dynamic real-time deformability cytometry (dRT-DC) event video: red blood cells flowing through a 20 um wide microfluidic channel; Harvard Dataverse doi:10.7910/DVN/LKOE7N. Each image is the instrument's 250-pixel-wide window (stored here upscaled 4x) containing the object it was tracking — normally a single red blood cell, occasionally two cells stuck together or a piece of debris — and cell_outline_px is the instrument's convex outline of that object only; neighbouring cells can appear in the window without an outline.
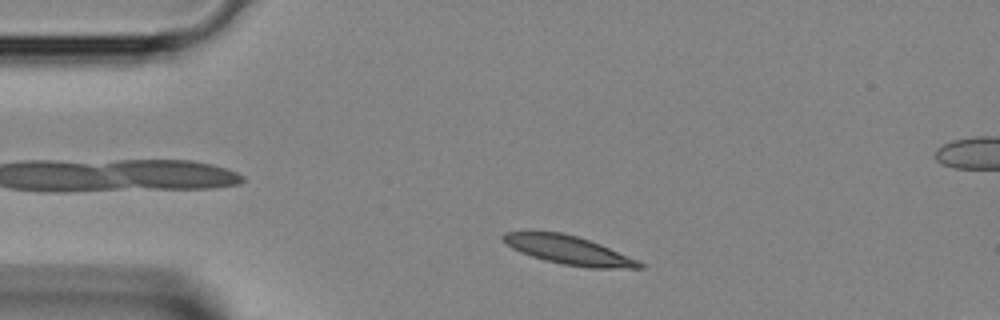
{"species": "Egyptian fruit bat (a non-hibernating species)", "species_latin": "Rousettus aegyptiacus", "temperature_condition": "room temperature", "stored_images_in_passage": 35, "segment_of_instrument_passage": [1, 2], "camera_frame_rate_fps": 3000, "um_per_image_px": 0.085, "animal": {"sex": "female"}, "frame": {"image": 1, "passage_image": 3, "time_ms": 0.667, "image_size_px": [1000, 320], "cell_outline_px": [[644, 268], [588, 268], [564, 264], [544, 260], [520, 252], [504, 244], [500, 236], [504, 232], [560, 232], [576, 236], [600, 244], [640, 260], [644, 264]], "centroid_in_image_um": [48.34, 21.27], "position_along_channel_um": 36.7, "area_um2": 22.72}}
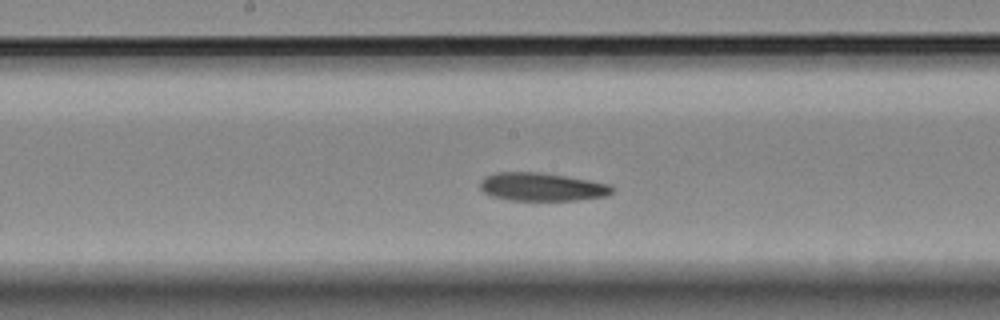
{"frame": {"image": 2, "passage_image": 15, "time_ms": 4.667, "image_size_px": [1000, 320], "cell_outline_px": [[616, 188], [608, 196], [576, 200], [508, 200], [492, 196], [484, 192], [480, 188], [480, 180], [484, 176], [496, 172], [540, 172], [612, 184]], "centroid_in_image_um": [46.07, 15.88], "position_along_channel_um": 202.1, "area_um2": 21.85}}
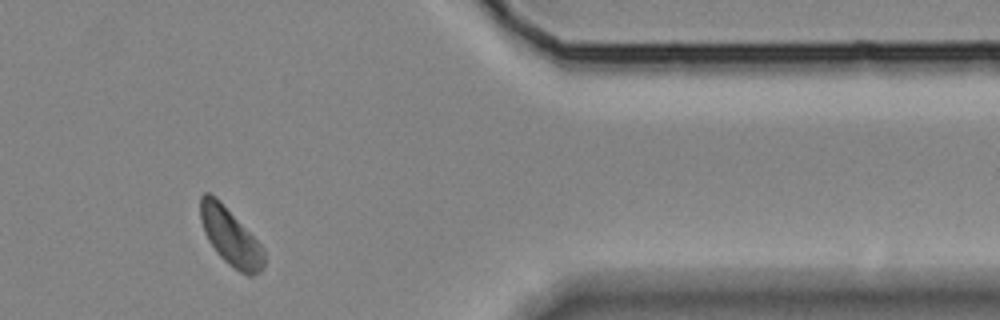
{"frame": {"image": 3, "passage_image": 28, "time_ms": 9.0, "image_size_px": [1000, 320], "cell_outline_px": [[264, 268], [260, 272], [252, 276], [248, 276], [240, 272], [228, 264], [216, 252], [208, 240], [204, 232], [200, 220], [200, 196], [204, 192], [208, 192], [216, 196], [220, 200], [264, 248]], "centroid_in_image_um": [19.58, 20.12], "position_along_channel_um": 391.8, "area_um2": 21.33}}